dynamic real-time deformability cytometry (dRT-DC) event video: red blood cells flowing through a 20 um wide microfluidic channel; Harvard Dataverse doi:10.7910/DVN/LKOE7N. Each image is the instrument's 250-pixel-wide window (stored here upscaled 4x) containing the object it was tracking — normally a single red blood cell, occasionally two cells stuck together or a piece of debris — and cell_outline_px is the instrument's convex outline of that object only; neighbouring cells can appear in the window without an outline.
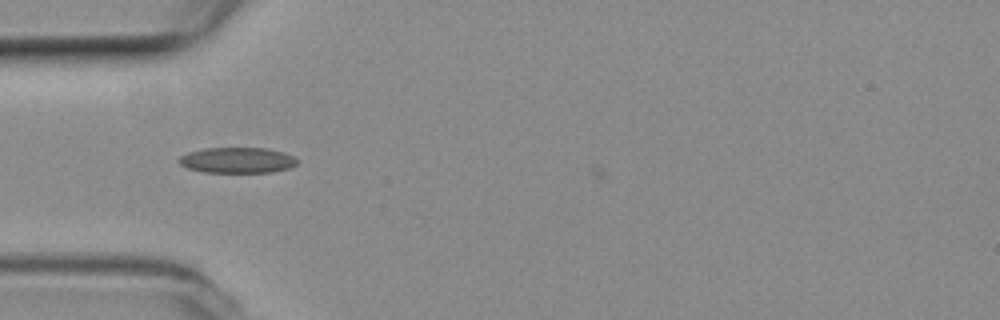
{"species": "common noctule bat (a hibernating species)", "species_latin": "Nyctalus noctula", "temperature_condition": "room temperature", "stored_images_in_passage": 4, "camera_frame_rate_fps": 3000, "um_per_image_px": 0.085, "animal": {"sex": "female", "body_mass_g": 19.3, "forearm_length_mm": 54.1}, "frame": {"image": 1, "passage_image": 1, "time_ms": 0.0, "image_size_px": [1000, 320], "cell_outline_px": [[300, 160], [296, 164], [288, 168], [272, 172], [204, 172], [188, 168], [180, 164], [176, 160], [180, 156], [188, 152], [204, 148], [268, 148], [284, 152]], "centroid_in_image_um": [20.16, 13.61], "position_along_channel_um": 64.8, "area_um2": 17.74}}